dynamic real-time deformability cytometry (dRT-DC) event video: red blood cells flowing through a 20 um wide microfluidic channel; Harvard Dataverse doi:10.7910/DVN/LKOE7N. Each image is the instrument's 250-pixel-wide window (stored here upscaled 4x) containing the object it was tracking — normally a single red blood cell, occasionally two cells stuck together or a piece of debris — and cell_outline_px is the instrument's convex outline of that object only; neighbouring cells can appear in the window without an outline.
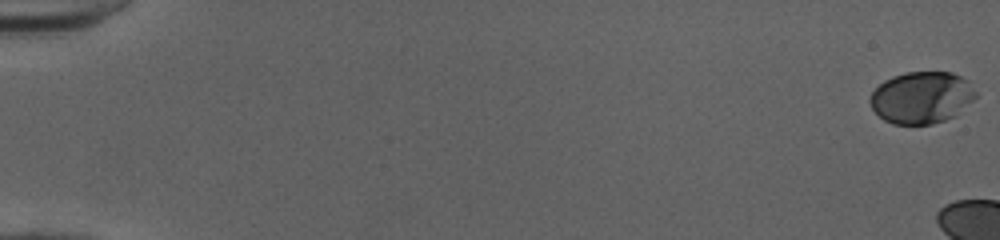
{"species": "human", "species_latin": "Homo sapiens", "temperature_condition": "cold", "stored_images_in_passage": 12, "camera_frame_rate_fps": 3000, "um_per_image_px": 0.085, "donor": {"sex": "female"}, "frame": {"image": 1, "passage_image": 1, "time_ms": 0.0, "image_size_px": [1000, 240], "cell_outline_px": [[976, 96], [956, 116], [932, 124], [892, 124], [884, 120], [872, 108], [868, 100], [872, 92], [884, 80], [892, 76], [904, 72], [952, 72], [968, 80], [976, 92]], "centroid_in_image_um": [78.33, 8.28], "position_along_channel_um": 6.7, "area_um2": 32.02}}